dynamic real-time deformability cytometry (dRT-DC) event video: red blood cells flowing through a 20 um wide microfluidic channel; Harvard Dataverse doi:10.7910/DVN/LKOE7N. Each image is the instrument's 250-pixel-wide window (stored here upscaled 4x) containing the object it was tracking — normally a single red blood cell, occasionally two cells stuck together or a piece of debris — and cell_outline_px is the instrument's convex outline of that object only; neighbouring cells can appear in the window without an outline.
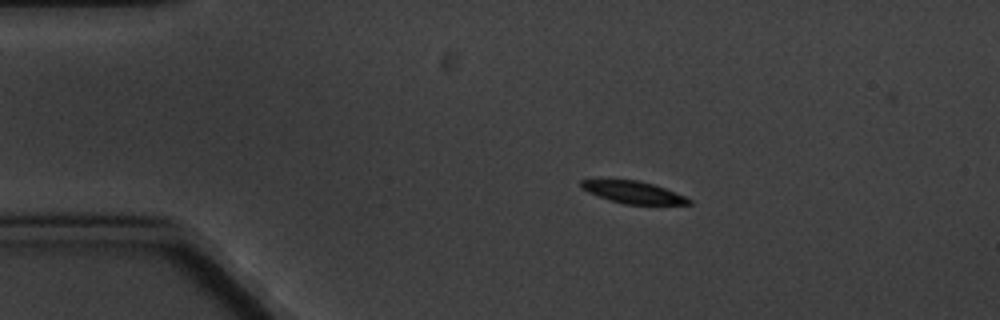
{"species": "common noctule bat (a hibernating species)", "species_latin": "Nyctalus noctula", "temperature_condition": "cold", "stored_images_in_passage": 5, "camera_frame_rate_fps": 3000, "um_per_image_px": 0.085, "animal": {"sex": "male", "body_mass_g": 20.1, "forearm_length_mm": 53.5}, "frame": {"image": 1, "passage_image": 1, "time_ms": 0.0, "image_size_px": [1000, 320], "cell_outline_px": [[692, 204], [624, 204], [608, 200], [596, 196], [580, 188], [580, 180], [636, 180], [652, 184], [664, 188], [684, 196], [692, 200]], "centroid_in_image_um": [53.78, 16.35], "position_along_channel_um": 31.2, "area_um2": 13.76}}
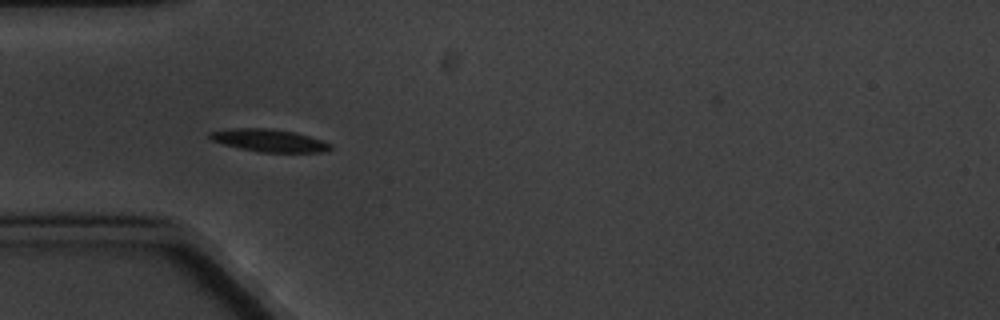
{"frame": {"image": 2, "passage_image": 3, "time_ms": 2.333, "image_size_px": [1000, 320], "cell_outline_px": [[332, 148], [328, 152], [260, 152], [240, 148], [224, 144], [212, 140], [208, 136], [208, 132], [236, 128], [268, 128], [292, 132], [308, 136], [332, 144]], "centroid_in_image_um": [22.89, 11.95], "position_along_channel_um": 62.1, "area_um2": 15.66}}